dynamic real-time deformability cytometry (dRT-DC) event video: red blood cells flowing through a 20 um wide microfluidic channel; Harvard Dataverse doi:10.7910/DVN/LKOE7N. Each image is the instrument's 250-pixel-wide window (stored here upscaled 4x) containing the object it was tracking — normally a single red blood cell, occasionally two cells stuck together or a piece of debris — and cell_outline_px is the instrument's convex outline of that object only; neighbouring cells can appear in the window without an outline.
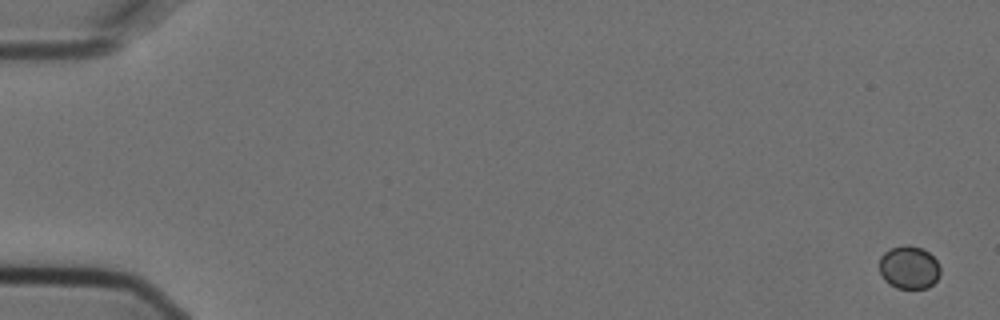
{"species": "Egyptian fruit bat (a non-hibernating species)", "species_latin": "Rousettus aegyptiacus", "temperature_condition": "cold", "stored_images_in_passage": 3, "camera_frame_rate_fps": 3000, "um_per_image_px": 0.085, "animal": {"sex": "female"}, "frame": {"image": 1, "passage_image": 1, "time_ms": 0.0, "image_size_px": [1000, 320], "cell_outline_px": [[940, 276], [928, 288], [896, 288], [888, 284], [884, 280], [880, 272], [880, 256], [884, 252], [892, 248], [908, 244], [924, 248], [936, 260], [940, 268]], "centroid_in_image_um": [77.27, 22.73], "position_along_channel_um": 7.7, "area_um2": 15.37}}